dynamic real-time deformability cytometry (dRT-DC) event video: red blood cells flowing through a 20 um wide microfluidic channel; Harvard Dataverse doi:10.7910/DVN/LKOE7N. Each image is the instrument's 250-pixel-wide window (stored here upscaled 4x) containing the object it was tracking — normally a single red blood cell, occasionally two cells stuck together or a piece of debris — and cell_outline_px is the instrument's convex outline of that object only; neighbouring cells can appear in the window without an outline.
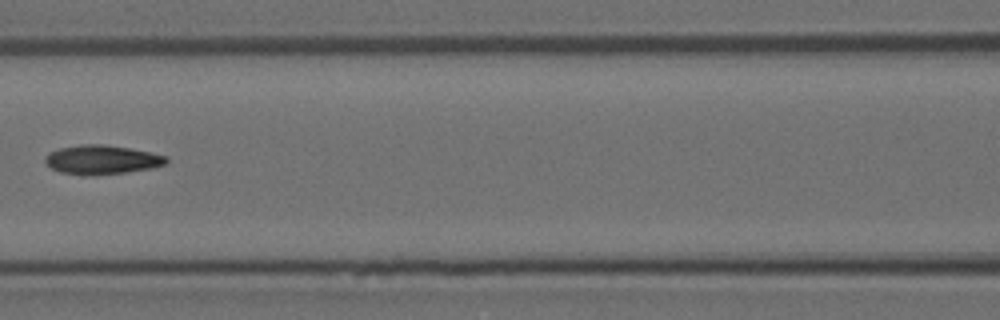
{"species": "Egyptian fruit bat (a non-hibernating species)", "species_latin": "Rousettus aegyptiacus", "temperature_condition": "room temperature", "stored_images_in_passage": 6, "camera_frame_rate_fps": 3000, "um_per_image_px": 0.085, "animal": {"sex": "female"}, "frame": {"image": 1, "passage_image": 6, "time_ms": 1.667, "image_size_px": [1000, 320], "cell_outline_px": [[168, 160], [164, 164], [152, 168], [124, 172], [84, 176], [60, 172], [52, 168], [44, 160], [44, 156], [48, 152], [60, 148], [80, 144], [100, 144], [128, 148], [168, 156]], "centroid_in_image_um": [8.61, 13.57], "position_along_channel_um": 158.0, "area_um2": 20.4}}